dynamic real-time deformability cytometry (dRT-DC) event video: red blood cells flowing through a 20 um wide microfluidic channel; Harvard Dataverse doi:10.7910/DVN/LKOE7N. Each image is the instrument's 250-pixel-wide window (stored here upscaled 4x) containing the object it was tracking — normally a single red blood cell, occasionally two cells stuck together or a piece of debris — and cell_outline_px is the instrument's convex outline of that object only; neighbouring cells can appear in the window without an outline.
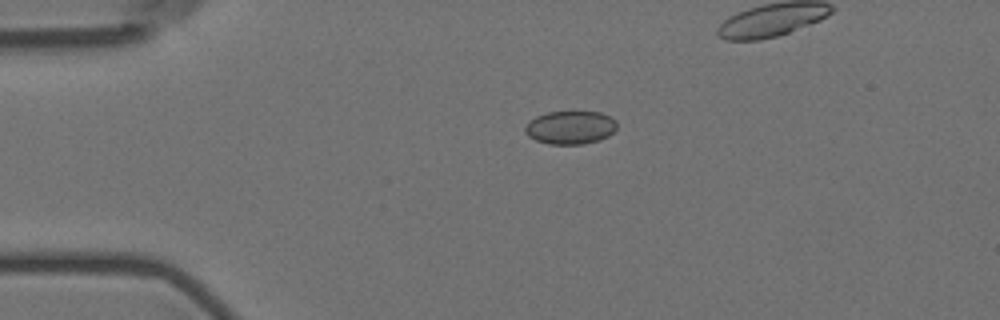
{"species": "Egyptian fruit bat (a non-hibernating species)", "species_latin": "Rousettus aegyptiacus", "temperature_condition": "room temperature", "stored_images_in_passage": 38, "camera_frame_rate_fps": 3000, "um_per_image_px": 0.085, "animal": {"sex": "female"}, "frame": {"image": 1, "passage_image": 1, "time_ms": 0.0, "image_size_px": [1000, 320], "cell_outline_px": [[616, 128], [608, 136], [600, 140], [584, 144], [548, 144], [536, 140], [528, 136], [524, 132], [524, 128], [536, 116], [548, 112], [600, 112], [616, 120]], "centroid_in_image_um": [48.48, 10.85], "position_along_channel_um": 36.5, "area_um2": 17.69}}
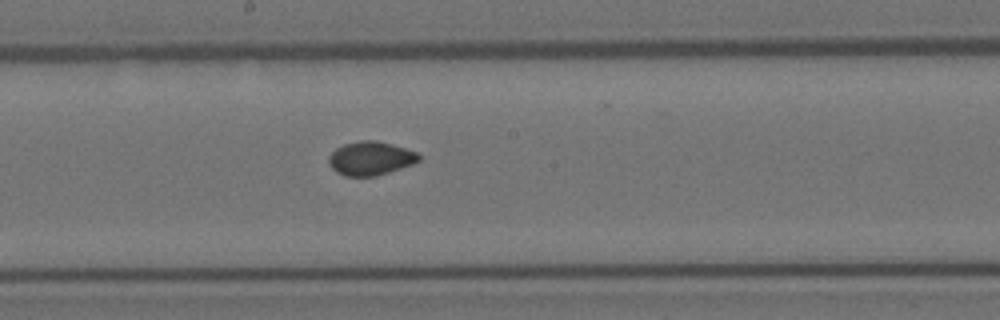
{"frame": {"image": 2, "passage_image": 19, "time_ms": 6.0, "image_size_px": [1000, 320], "cell_outline_px": [[420, 160], [412, 164], [376, 176], [344, 176], [336, 172], [332, 168], [328, 160], [328, 156], [336, 148], [344, 144], [360, 140], [376, 140], [392, 144], [416, 152], [420, 156]], "centroid_in_image_um": [31.47, 13.45], "position_along_channel_um": 216.7, "area_um2": 17.63}}
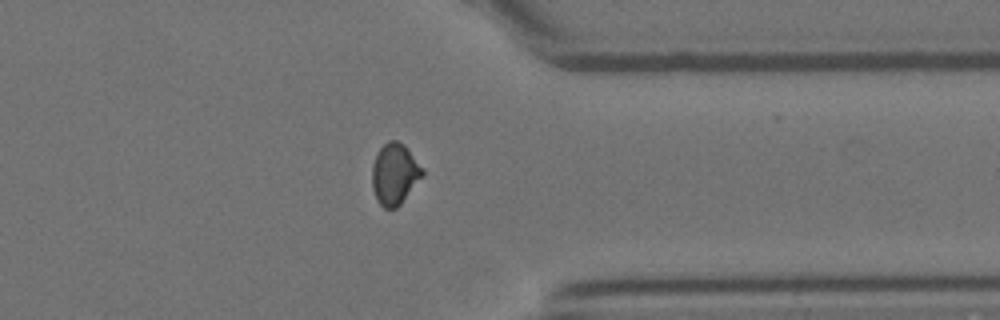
{"frame": {"image": 3, "passage_image": 33, "time_ms": 10.667, "image_size_px": [1000, 320], "cell_outline_px": [[424, 172], [400, 204], [396, 208], [384, 208], [376, 200], [372, 188], [372, 164], [380, 148], [388, 140], [396, 140], [404, 144], [424, 168]], "centroid_in_image_um": [33.52, 14.77], "position_along_channel_um": 377.9, "area_um2": 17.8}}